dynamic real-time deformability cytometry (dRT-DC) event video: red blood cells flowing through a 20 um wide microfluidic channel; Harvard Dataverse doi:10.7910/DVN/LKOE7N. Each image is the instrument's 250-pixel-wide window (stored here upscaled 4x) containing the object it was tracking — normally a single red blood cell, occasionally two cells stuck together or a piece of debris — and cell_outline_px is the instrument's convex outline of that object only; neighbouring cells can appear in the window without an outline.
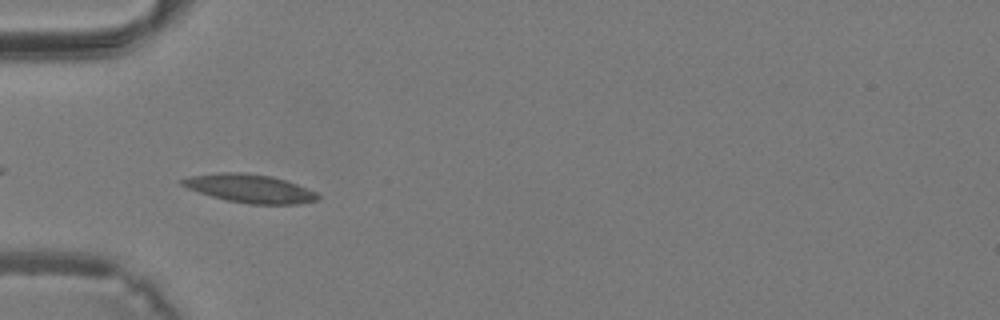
{"species": "common noctule bat (a hibernating species)", "species_latin": "Nyctalus noctula", "temperature_condition": "warm", "stored_images_in_passage": 30, "camera_frame_rate_fps": 3000, "um_per_image_px": 0.085, "animal": {"sex": "male", "body_mass_g": 19.2, "forearm_length_mm": 51.8}, "frame": {"image": 1, "passage_image": 2, "time_ms": 0.333, "image_size_px": [1000, 320], "cell_outline_px": [[320, 200], [300, 204], [248, 204], [228, 200], [212, 196], [188, 188], [180, 184], [180, 180], [188, 176], [220, 172], [240, 172], [272, 176], [296, 184], [316, 192], [320, 196]], "centroid_in_image_um": [21.25, 16.02], "position_along_channel_um": 63.7, "area_um2": 22.37}}
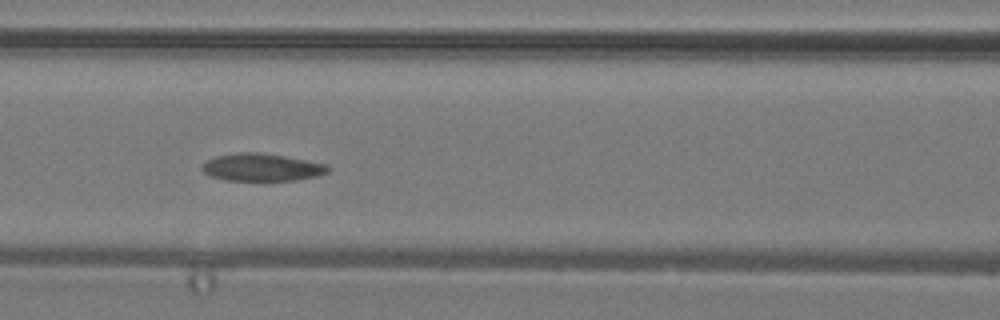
{"frame": {"image": 2, "passage_image": 7, "time_ms": 2.0, "image_size_px": [1000, 320], "cell_outline_px": [[332, 168], [328, 172], [320, 176], [296, 180], [228, 180], [212, 176], [204, 172], [200, 168], [208, 160], [216, 156], [236, 152], [260, 152], [284, 156], [328, 164]], "centroid_in_image_um": [22.31, 14.21], "position_along_channel_um": 144.3, "area_um2": 20.23}}
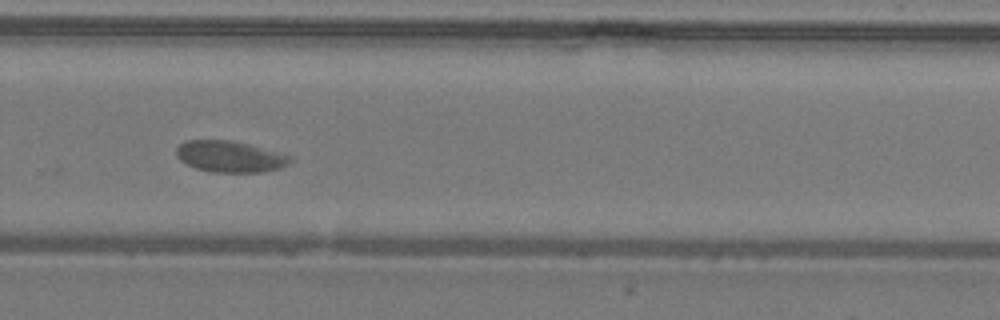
{"frame": {"image": 3, "passage_image": 17, "time_ms": 5.333, "image_size_px": [1000, 320], "cell_outline_px": [[292, 160], [288, 164], [280, 168], [260, 172], [208, 172], [184, 164], [176, 156], [176, 148], [184, 140], [228, 140], [248, 144], [292, 156]], "centroid_in_image_um": [19.5, 13.31], "position_along_channel_um": 310.3, "area_um2": 20.81}}